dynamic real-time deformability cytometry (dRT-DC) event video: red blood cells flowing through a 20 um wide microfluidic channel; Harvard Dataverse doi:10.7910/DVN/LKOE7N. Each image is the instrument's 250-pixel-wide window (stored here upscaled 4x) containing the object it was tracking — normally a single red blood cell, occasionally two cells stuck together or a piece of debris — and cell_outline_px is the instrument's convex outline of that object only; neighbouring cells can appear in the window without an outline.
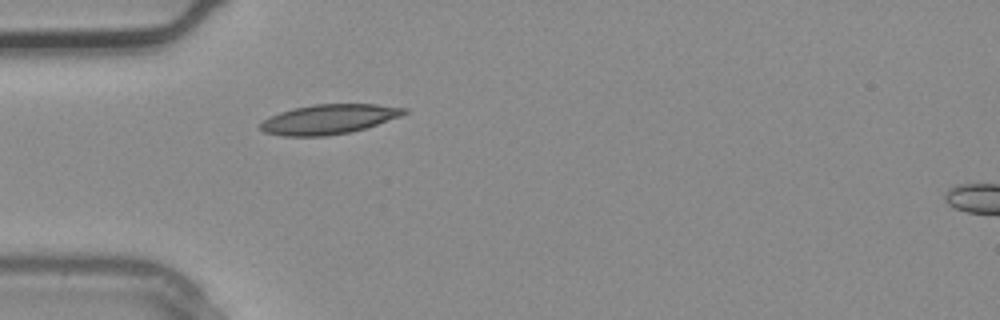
{"species": "common noctule bat (a hibernating species)", "species_latin": "Nyctalus noctula", "temperature_condition": "warm", "stored_images_in_passage": 2, "camera_frame_rate_fps": 3000, "um_per_image_px": 0.085, "animal": {"sex": "male", "body_mass_g": 20.4}, "frame": {"image": 1, "passage_image": 1, "time_ms": 0.0, "image_size_px": [1000, 320], "cell_outline_px": [[408, 112], [400, 116], [368, 128], [352, 132], [328, 136], [284, 136], [264, 132], [260, 128], [260, 124], [268, 116], [292, 108], [316, 104], [376, 104], [408, 108]], "centroid_in_image_um": [27.97, 10.13], "position_along_channel_um": 57.0, "area_um2": 25.09}}